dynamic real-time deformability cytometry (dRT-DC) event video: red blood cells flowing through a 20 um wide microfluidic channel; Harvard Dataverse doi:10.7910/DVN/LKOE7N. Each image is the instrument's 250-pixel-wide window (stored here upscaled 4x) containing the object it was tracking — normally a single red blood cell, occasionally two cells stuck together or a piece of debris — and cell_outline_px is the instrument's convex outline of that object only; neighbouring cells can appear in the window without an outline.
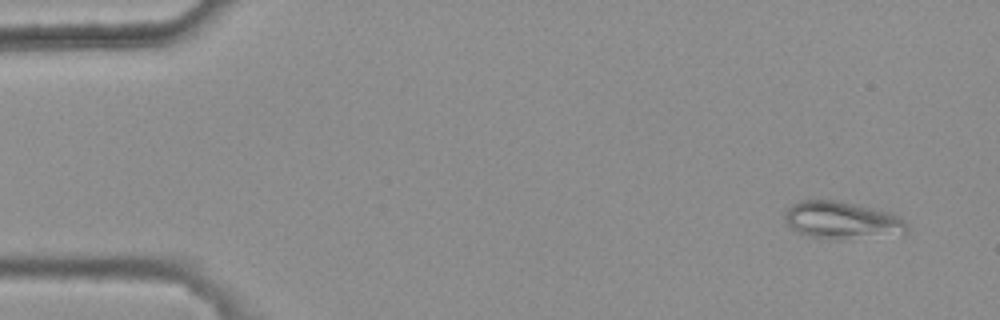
{"species": "common noctule bat (a hibernating species)", "species_latin": "Nyctalus noctula", "temperature_condition": "warm", "stored_images_in_passage": 9, "camera_frame_rate_fps": 3000, "um_per_image_px": 0.085, "animal": {"sex": "female", "body_mass_g": 25.1}, "frame": {"image": 1, "passage_image": 1, "time_ms": 0.0, "image_size_px": [1000, 320], "cell_outline_px": [[908, 232], [904, 236], [836, 240], [808, 236], [792, 228], [784, 220], [784, 212], [788, 208], [800, 200], [836, 200], [892, 212], [900, 216], [904, 220], [908, 228]], "centroid_in_image_um": [71.67, 18.75], "position_along_channel_um": 13.3, "area_um2": 27.34}}
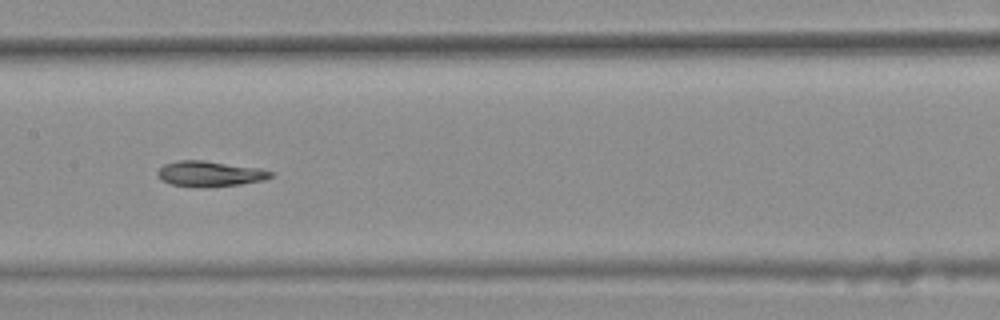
{"frame": {"image": 2, "passage_image": 7, "time_ms": 2.0, "image_size_px": [1000, 320], "cell_outline_px": [[272, 176], [264, 180], [240, 184], [200, 188], [196, 188], [172, 184], [160, 180], [156, 176], [156, 172], [164, 164], [180, 160], [200, 160], [260, 168], [272, 172]], "centroid_in_image_um": [17.78, 14.78], "position_along_channel_um": 189.6, "area_um2": 16.82}}
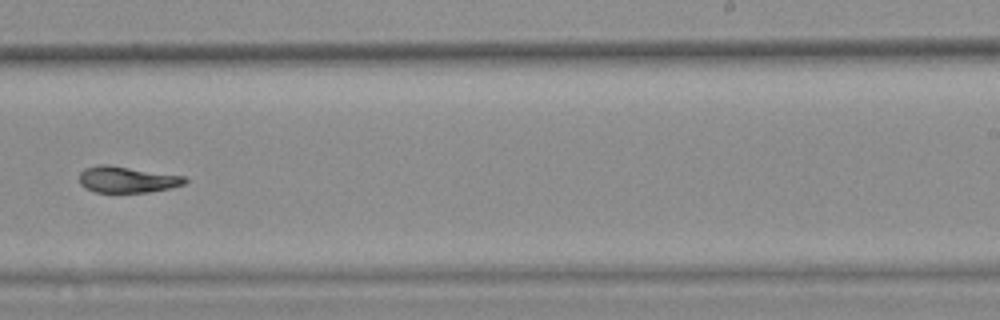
{"frame": {"image": 3, "passage_image": 9, "time_ms": 2.667, "image_size_px": [1000, 320], "cell_outline_px": [[188, 180], [184, 184], [172, 188], [148, 192], [96, 192], [84, 188], [80, 184], [80, 172], [84, 168], [100, 164], [108, 164], [184, 176]], "centroid_in_image_um": [10.79, 15.25], "position_along_channel_um": 278.2, "area_um2": 16.24}}